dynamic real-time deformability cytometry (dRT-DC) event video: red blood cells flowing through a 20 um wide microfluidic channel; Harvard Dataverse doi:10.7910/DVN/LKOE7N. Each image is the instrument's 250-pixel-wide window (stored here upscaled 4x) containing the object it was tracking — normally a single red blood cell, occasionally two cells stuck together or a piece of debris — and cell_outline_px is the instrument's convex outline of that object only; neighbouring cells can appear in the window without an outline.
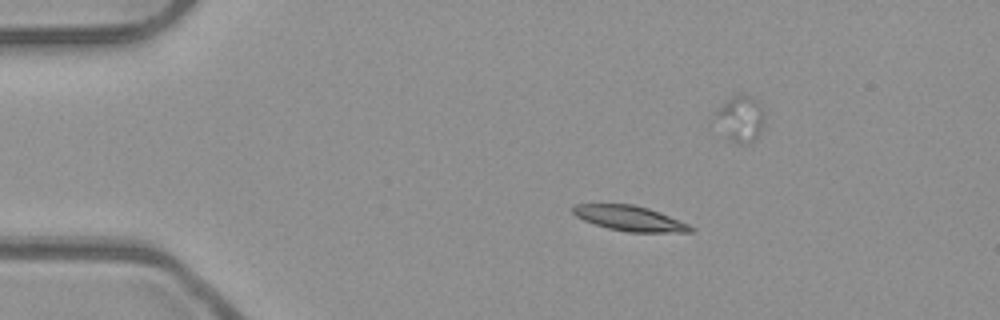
{"species": "common noctule bat (a hibernating species)", "species_latin": "Nyctalus noctula", "temperature_condition": "room temperature", "stored_images_in_passage": 53, "camera_frame_rate_fps": 3000, "um_per_image_px": 0.085, "animal": {"sex": "male", "body_mass_g": 23.1, "forearm_length_mm": 52.7}, "frame": {"image": 1, "passage_image": 10, "time_ms": 3.0, "image_size_px": [1000, 320], "cell_outline_px": [[696, 228], [692, 232], [628, 232], [608, 228], [584, 220], [576, 216], [572, 212], [572, 204], [632, 204], [648, 208], [660, 212], [688, 224]], "centroid_in_image_um": [53.53, 18.55], "position_along_channel_um": 31.5, "area_um2": 17.17}}
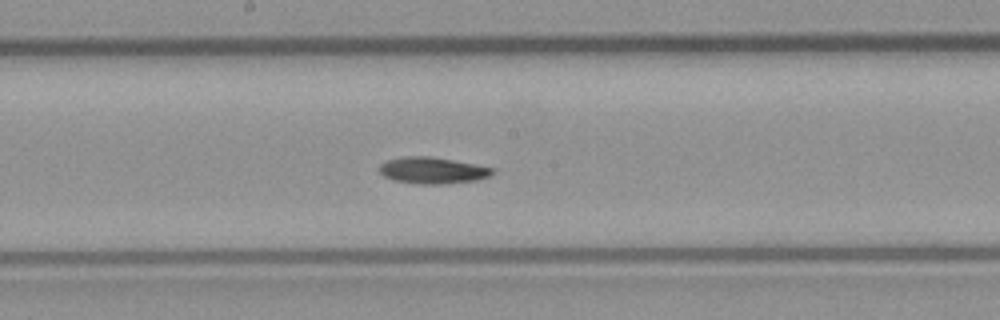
{"frame": {"image": 2, "passage_image": 28, "time_ms": 9.0, "image_size_px": [1000, 320], "cell_outline_px": [[496, 172], [492, 176], [476, 180], [448, 184], [420, 184], [392, 180], [384, 176], [380, 172], [380, 164], [388, 160], [404, 156], [428, 156], [476, 164], [492, 168]], "centroid_in_image_um": [36.8, 14.49], "position_along_channel_um": 211.4, "area_um2": 17.51}}
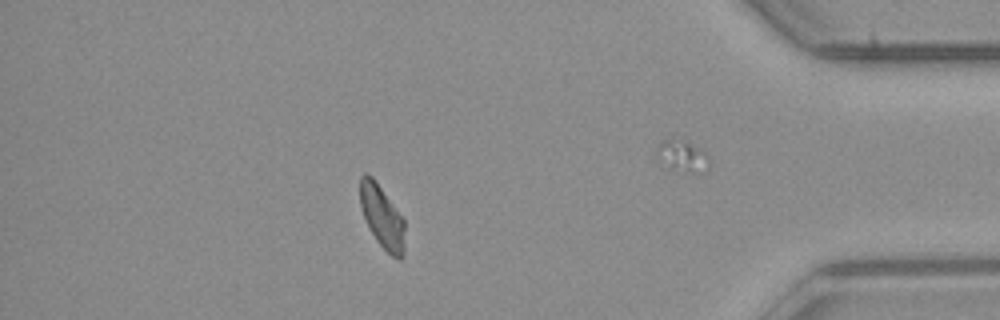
{"frame": {"image": 3, "passage_image": 46, "time_ms": 15.0, "image_size_px": [1000, 320], "cell_outline_px": [[404, 256], [400, 260], [392, 256], [376, 240], [360, 208], [360, 176], [364, 172], [372, 176], [404, 220]], "centroid_in_image_um": [32.47, 18.43], "position_along_channel_um": 402.7, "area_um2": 16.07}, "authors_computed_cell_mechanics": {"area_um2": 16.9932, "velocity_mm_per_s": 3.91, "shape_relaxation_time_tau1_ms": 6.5503, "shape_relaxation_time_tau2_ms": 4.5695, "deformation_change_tau1": 0.1459, "deformation_change_tau2": 0.0833}}